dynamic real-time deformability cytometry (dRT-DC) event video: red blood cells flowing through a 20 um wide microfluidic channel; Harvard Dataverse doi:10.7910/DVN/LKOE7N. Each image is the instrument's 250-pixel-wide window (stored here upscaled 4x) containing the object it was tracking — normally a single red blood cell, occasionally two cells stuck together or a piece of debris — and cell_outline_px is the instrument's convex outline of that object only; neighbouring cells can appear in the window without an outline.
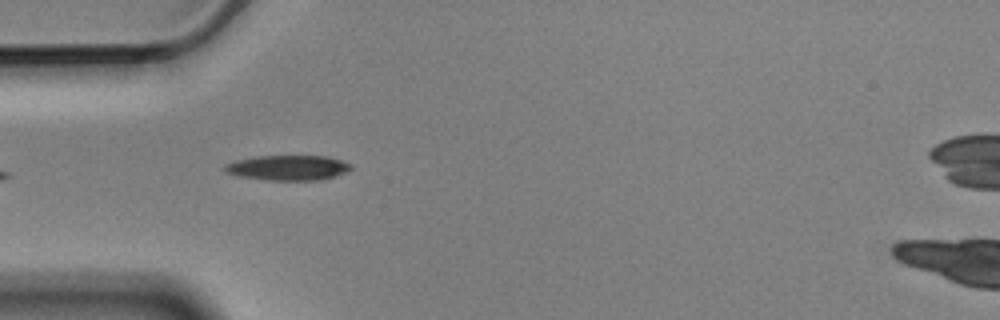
{"species": "Egyptian fruit bat (a non-hibernating species)", "species_latin": "Rousettus aegyptiacus", "temperature_condition": "cold", "stored_images_in_passage": 7, "camera_frame_rate_fps": 3000, "um_per_image_px": 0.085, "animal": {"sex": "male"}, "frame": {"image": 1, "passage_image": 5, "time_ms": 1.333, "image_size_px": [1000, 320], "cell_outline_px": [[352, 168], [344, 172], [320, 180], [268, 180], [240, 176], [224, 172], [220, 168], [224, 164], [236, 160], [256, 156], [328, 156], [352, 164]], "centroid_in_image_um": [24.41, 14.25], "position_along_channel_um": 60.6, "area_um2": 18.44}}
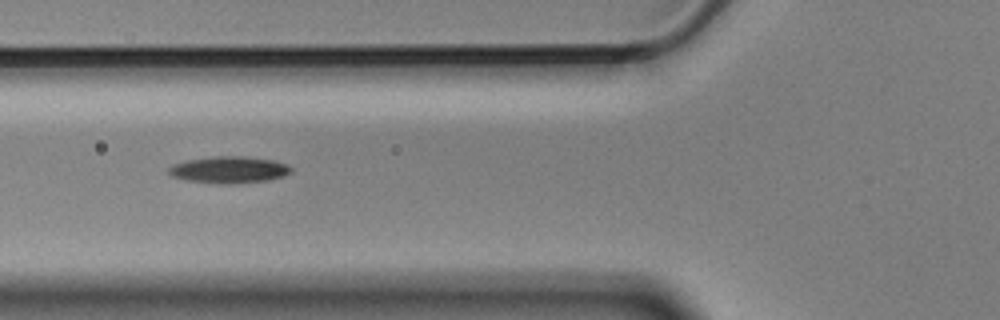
{"frame": {"image": 2, "passage_image": 6, "time_ms": 1.667, "image_size_px": [1000, 320], "cell_outline_px": [[292, 172], [284, 176], [268, 180], [188, 180], [172, 176], [168, 172], [168, 168], [172, 164], [188, 160], [216, 156], [244, 156], [276, 160], [288, 164], [292, 168]], "centroid_in_image_um": [19.53, 14.35], "position_along_channel_um": 106.3, "area_um2": 17.86}}
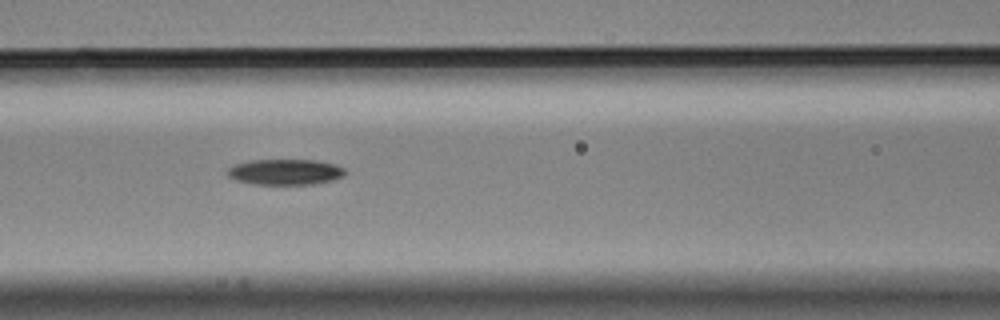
{"frame": {"image": 3, "passage_image": 7, "time_ms": 2.0, "image_size_px": [1000, 320], "cell_outline_px": [[348, 172], [344, 176], [332, 180], [312, 184], [252, 184], [236, 180], [228, 176], [228, 168], [232, 164], [248, 160], [316, 160], [336, 164], [344, 168]], "centroid_in_image_um": [24.25, 14.61], "position_along_channel_um": 142.4, "area_um2": 17.8}}